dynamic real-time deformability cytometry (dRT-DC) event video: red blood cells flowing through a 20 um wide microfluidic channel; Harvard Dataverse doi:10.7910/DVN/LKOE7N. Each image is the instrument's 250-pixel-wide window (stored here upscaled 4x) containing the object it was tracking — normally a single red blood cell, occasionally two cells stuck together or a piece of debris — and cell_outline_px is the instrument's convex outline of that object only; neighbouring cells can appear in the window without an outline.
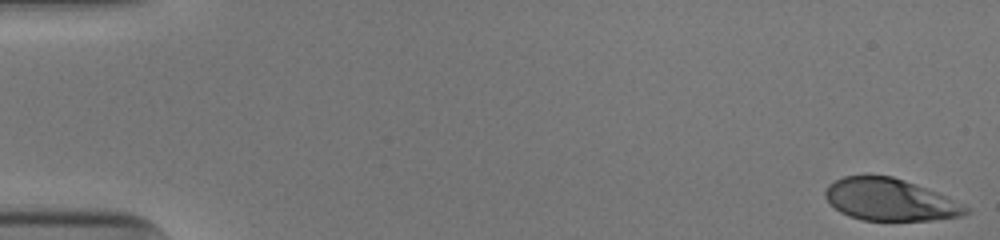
{"species": "human", "species_latin": "Homo sapiens", "temperature_condition": "cold", "stored_images_in_passage": 52, "camera_frame_rate_fps": 3000, "um_per_image_px": 0.085, "donor": {"sex": "male"}, "frame": {"image": 1, "passage_image": 1, "time_ms": 0.0, "image_size_px": [1000, 240], "cell_outline_px": [[972, 212], [960, 216], [932, 220], [860, 220], [848, 216], [840, 212], [824, 196], [824, 188], [828, 184], [844, 176], [892, 176], [916, 184], [936, 192], [968, 208]], "centroid_in_image_um": [75.6, 16.98], "position_along_channel_um": 9.4, "area_um2": 34.04}}
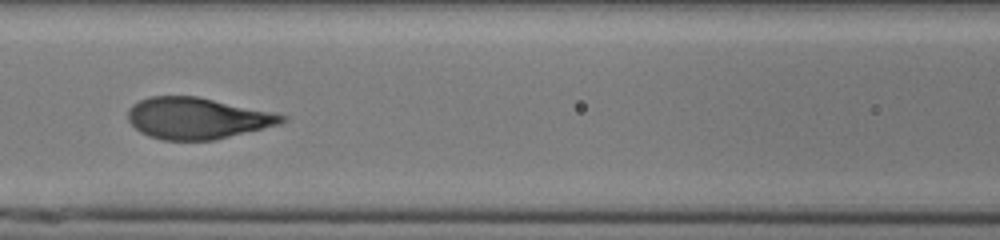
{"frame": {"image": 2, "passage_image": 24, "time_ms": 7.667, "image_size_px": [1000, 240], "cell_outline_px": [[288, 120], [280, 124], [216, 140], [164, 140], [148, 136], [140, 132], [128, 120], [128, 108], [132, 104], [148, 96], [196, 96], [272, 112], [288, 116]], "centroid_in_image_um": [16.75, 10.05], "position_along_channel_um": 149.8, "area_um2": 37.11}}
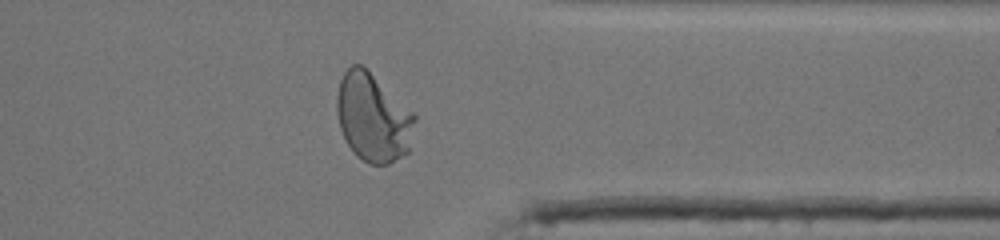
{"frame": {"image": 3, "passage_image": 42, "time_ms": 13.667, "image_size_px": [1000, 240], "cell_outline_px": [[416, 120], [408, 152], [388, 164], [368, 164], [356, 156], [352, 152], [340, 128], [336, 112], [336, 96], [340, 80], [344, 72], [352, 64], [360, 64], [412, 112], [416, 116]], "centroid_in_image_um": [31.67, 10.03], "position_along_channel_um": 379.7, "area_um2": 39.59}, "authors_computed_cell_mechanics": {"area_um2": 37.5411, "velocity_mm_per_s": 3.9227, "shape_relaxation_time_tau1_ms": 3.9924, "shape_relaxation_time_tau2_ms": null, "deformation_change_tau1": 0.195, "deformation_change_tau2": null}}